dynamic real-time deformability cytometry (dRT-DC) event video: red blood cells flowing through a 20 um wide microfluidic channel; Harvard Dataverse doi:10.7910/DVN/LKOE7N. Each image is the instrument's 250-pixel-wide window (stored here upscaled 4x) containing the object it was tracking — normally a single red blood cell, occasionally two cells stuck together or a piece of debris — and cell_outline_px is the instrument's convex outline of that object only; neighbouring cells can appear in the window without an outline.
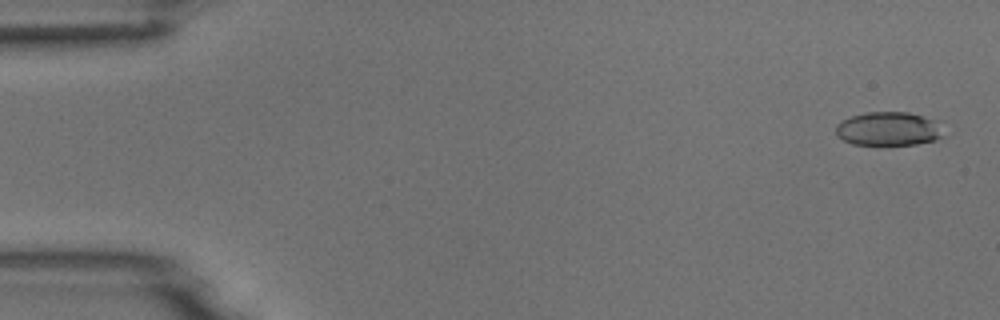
{"species": "common noctule bat (a hibernating species)", "species_latin": "Nyctalus noctula", "temperature_condition": "room temperature", "stored_images_in_passage": 4, "camera_frame_rate_fps": 3000, "um_per_image_px": 0.085, "animal": {"sex": "male", "body_mass_g": 18.8}, "frame": {"image": 1, "passage_image": 1, "time_ms": 0.0, "image_size_px": [1000, 320], "cell_outline_px": [[948, 136], [936, 140], [916, 144], [852, 144], [836, 136], [836, 124], [840, 120], [852, 116], [868, 112], [908, 112], [936, 120]], "centroid_in_image_um": [75.56, 10.95], "position_along_channel_um": 9.4, "area_um2": 21.39}}
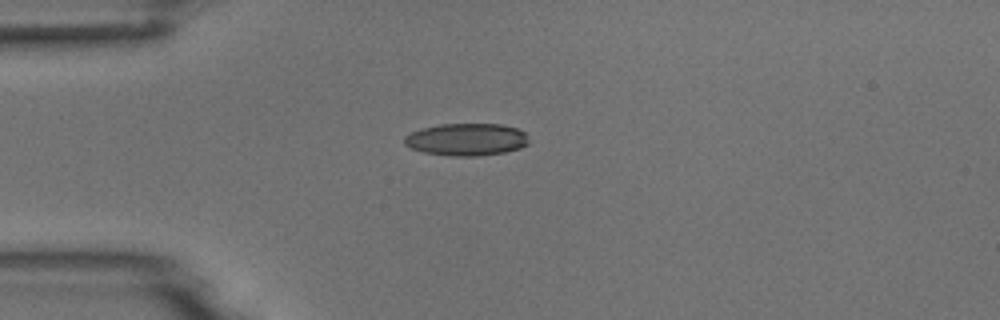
{"frame": {"image": 2, "passage_image": 4, "time_ms": 4.0, "image_size_px": [1000, 320], "cell_outline_px": [[528, 144], [520, 148], [504, 152], [480, 156], [448, 156], [424, 152], [412, 148], [404, 144], [404, 136], [420, 128], [440, 124], [500, 124], [520, 128], [524, 132], [528, 140]], "centroid_in_image_um": [39.65, 11.85], "position_along_channel_um": 45.3, "area_um2": 23.58}}